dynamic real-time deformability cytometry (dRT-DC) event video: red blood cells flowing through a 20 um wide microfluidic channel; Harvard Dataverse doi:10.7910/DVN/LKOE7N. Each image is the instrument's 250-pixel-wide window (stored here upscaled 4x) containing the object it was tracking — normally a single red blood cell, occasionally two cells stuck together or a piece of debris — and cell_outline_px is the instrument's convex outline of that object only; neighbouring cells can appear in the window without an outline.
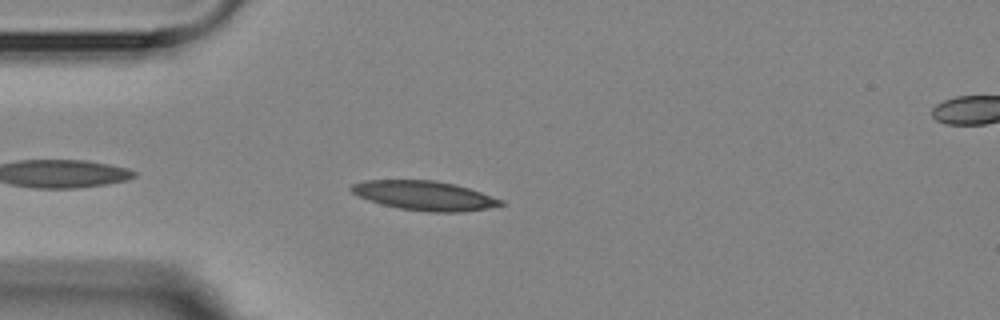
{"species": "Egyptian fruit bat (a non-hibernating species)", "species_latin": "Rousettus aegyptiacus", "temperature_condition": "room temperature", "stored_images_in_passage": 5, "segment_of_instrument_passage": [1, 2], "camera_frame_rate_fps": 3000, "um_per_image_px": 0.085, "animal": {"sex": "female"}, "frame": {"image": 1, "passage_image": 4, "time_ms": 4.333, "image_size_px": [1000, 320], "cell_outline_px": [[508, 204], [460, 212], [428, 212], [400, 208], [380, 204], [368, 200], [352, 192], [348, 188], [352, 184], [364, 180], [436, 180], [456, 184], [504, 200]], "centroid_in_image_um": [36.07, 16.62], "position_along_channel_um": 48.9, "area_um2": 25.55}}